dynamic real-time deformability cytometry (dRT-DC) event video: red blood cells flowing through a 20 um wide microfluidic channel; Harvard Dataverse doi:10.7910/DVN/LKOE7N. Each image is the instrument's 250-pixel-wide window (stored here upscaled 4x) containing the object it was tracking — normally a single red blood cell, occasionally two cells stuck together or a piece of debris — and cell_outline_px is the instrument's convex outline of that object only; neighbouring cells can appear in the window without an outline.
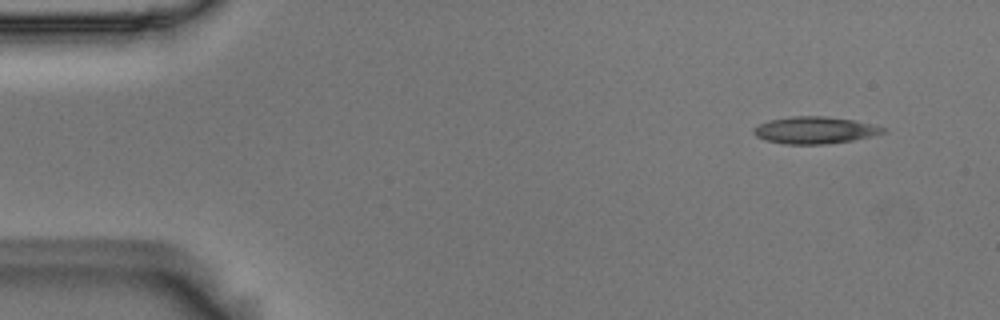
{"species": "Egyptian fruit bat (a non-hibernating species)", "species_latin": "Rousettus aegyptiacus", "temperature_condition": "room temperature", "stored_images_in_passage": 4, "camera_frame_rate_fps": 3000, "um_per_image_px": 0.085, "animal": {"sex": "male"}, "frame": {"image": 1, "passage_image": 1, "time_ms": 0.0, "image_size_px": [1000, 320], "cell_outline_px": [[884, 132], [852, 140], [824, 144], [784, 144], [764, 140], [756, 136], [752, 132], [752, 128], [768, 120], [792, 116], [824, 116], [852, 120], [872, 124], [884, 128]], "centroid_in_image_um": [69.16, 11.06], "position_along_channel_um": 15.8, "area_um2": 20.11}}
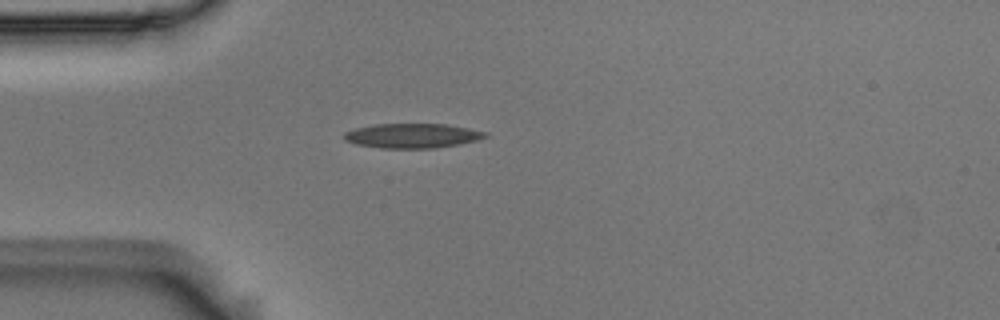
{"frame": {"image": 2, "passage_image": 4, "time_ms": 1.0, "image_size_px": [1000, 320], "cell_outline_px": [[488, 136], [476, 140], [460, 144], [436, 148], [380, 148], [356, 144], [344, 140], [344, 132], [356, 128], [376, 124], [448, 124], [488, 132]], "centroid_in_image_um": [35.06, 11.54], "position_along_channel_um": 49.9, "area_um2": 20.23}}